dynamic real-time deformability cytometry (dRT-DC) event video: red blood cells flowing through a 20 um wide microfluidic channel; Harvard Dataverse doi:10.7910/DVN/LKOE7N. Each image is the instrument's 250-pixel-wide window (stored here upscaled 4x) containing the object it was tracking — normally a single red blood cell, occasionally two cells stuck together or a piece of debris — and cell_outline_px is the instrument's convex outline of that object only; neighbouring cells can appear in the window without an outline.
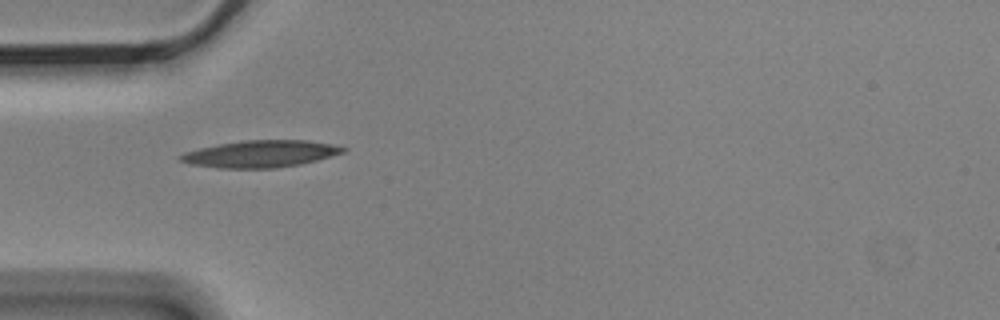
{"species": "Egyptian fruit bat (a non-hibernating species)", "species_latin": "Rousettus aegyptiacus", "temperature_condition": "cold", "stored_images_in_passage": 6, "camera_frame_rate_fps": 3000, "um_per_image_px": 0.085, "animal": {"sex": "male"}, "frame": {"image": 1, "passage_image": 1, "time_ms": 0.0, "image_size_px": [1000, 320], "cell_outline_px": [[348, 148], [344, 152], [316, 160], [300, 164], [276, 168], [216, 168], [188, 164], [180, 160], [180, 156], [184, 152], [200, 148], [220, 144], [244, 140], [308, 140], [332, 144]], "centroid_in_image_um": [22.14, 13.08], "position_along_channel_um": 62.9, "area_um2": 25.43}}
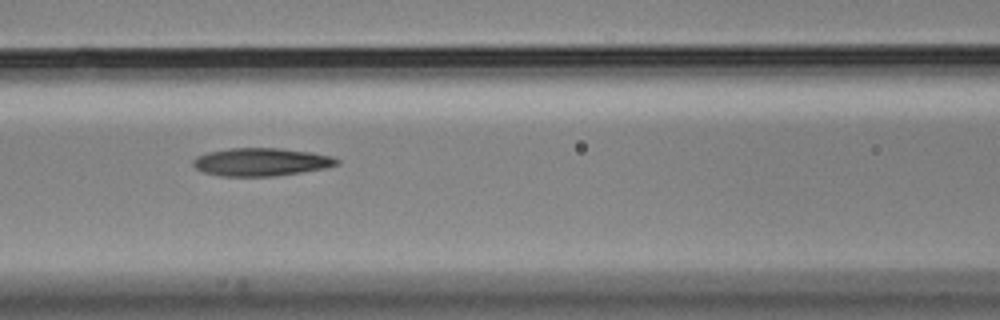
{"frame": {"image": 2, "passage_image": 3, "time_ms": 0.667, "image_size_px": [1000, 320], "cell_outline_px": [[340, 164], [328, 168], [272, 176], [220, 176], [204, 172], [196, 168], [192, 164], [192, 160], [196, 156], [208, 152], [228, 148], [280, 148], [312, 152], [332, 156], [340, 160]], "centroid_in_image_um": [22.22, 13.76], "position_along_channel_um": 144.4, "area_um2": 23.58}}
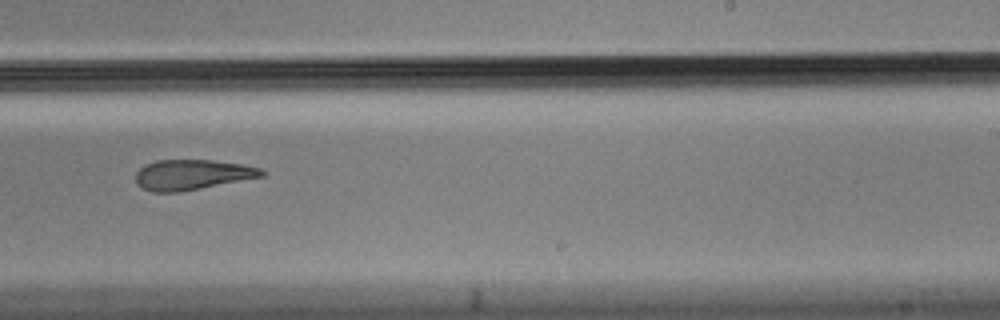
{"frame": {"image": 3, "passage_image": 6, "time_ms": 1.667, "image_size_px": [1000, 320], "cell_outline_px": [[268, 172], [264, 176], [180, 192], [152, 192], [136, 184], [136, 172], [144, 164], [156, 160], [212, 160], [240, 164], [260, 168]], "centroid_in_image_um": [16.32, 14.84], "position_along_channel_um": 272.7, "area_um2": 22.2}}